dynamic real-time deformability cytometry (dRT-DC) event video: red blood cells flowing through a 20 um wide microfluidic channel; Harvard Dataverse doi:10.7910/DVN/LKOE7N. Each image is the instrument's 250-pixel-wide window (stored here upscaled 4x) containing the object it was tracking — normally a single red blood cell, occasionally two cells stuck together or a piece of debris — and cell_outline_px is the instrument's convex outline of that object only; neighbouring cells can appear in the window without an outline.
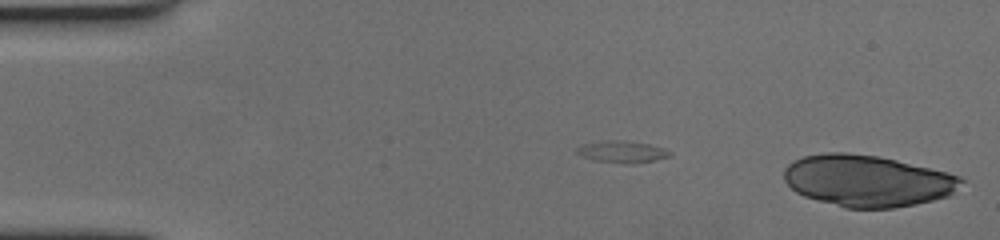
{"species": "human", "species_latin": "Homo sapiens", "temperature_condition": "cold", "stored_images_in_passage": 57, "segment_of_instrument_passage": [1, 2], "camera_frame_rate_fps": 3000, "um_per_image_px": 0.085, "donor": {"sex": "female"}, "frame": {"image": 1, "passage_image": 1, "time_ms": 0.0, "image_size_px": [1000, 240], "cell_outline_px": [[964, 180], [948, 196], [916, 204], [892, 208], [844, 208], [804, 196], [796, 192], [784, 180], [784, 168], [792, 160], [804, 156], [824, 152], [848, 152], [876, 156], [896, 160], [948, 172], [960, 176]], "centroid_in_image_um": [73.69, 15.36], "position_along_channel_um": 11.3, "area_um2": 53.18}}